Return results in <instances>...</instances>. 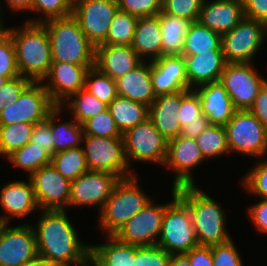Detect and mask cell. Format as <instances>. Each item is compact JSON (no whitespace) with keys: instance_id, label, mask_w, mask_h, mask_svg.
<instances>
[{"instance_id":"obj_1","label":"cell","mask_w":267,"mask_h":266,"mask_svg":"<svg viewBox=\"0 0 267 266\" xmlns=\"http://www.w3.org/2000/svg\"><path fill=\"white\" fill-rule=\"evenodd\" d=\"M40 217L33 227L39 256L58 266H82L90 260L91 245L79 240L65 210H42Z\"/></svg>"},{"instance_id":"obj_2","label":"cell","mask_w":267,"mask_h":266,"mask_svg":"<svg viewBox=\"0 0 267 266\" xmlns=\"http://www.w3.org/2000/svg\"><path fill=\"white\" fill-rule=\"evenodd\" d=\"M24 27L4 29L15 45L16 63L21 76L43 82L52 64L51 41L42 23L25 22Z\"/></svg>"},{"instance_id":"obj_3","label":"cell","mask_w":267,"mask_h":266,"mask_svg":"<svg viewBox=\"0 0 267 266\" xmlns=\"http://www.w3.org/2000/svg\"><path fill=\"white\" fill-rule=\"evenodd\" d=\"M42 19H30L27 22L42 23L46 27L51 41L53 62H67L80 66L95 65V46L85 36L72 15Z\"/></svg>"},{"instance_id":"obj_4","label":"cell","mask_w":267,"mask_h":266,"mask_svg":"<svg viewBox=\"0 0 267 266\" xmlns=\"http://www.w3.org/2000/svg\"><path fill=\"white\" fill-rule=\"evenodd\" d=\"M177 195L188 205L198 245L213 246L231 240L225 227V212L211 196L197 185L176 188Z\"/></svg>"},{"instance_id":"obj_5","label":"cell","mask_w":267,"mask_h":266,"mask_svg":"<svg viewBox=\"0 0 267 266\" xmlns=\"http://www.w3.org/2000/svg\"><path fill=\"white\" fill-rule=\"evenodd\" d=\"M136 175L120 179L101 208L99 223L106 235H114L152 199L138 187Z\"/></svg>"},{"instance_id":"obj_6","label":"cell","mask_w":267,"mask_h":266,"mask_svg":"<svg viewBox=\"0 0 267 266\" xmlns=\"http://www.w3.org/2000/svg\"><path fill=\"white\" fill-rule=\"evenodd\" d=\"M173 199L165 204L162 230L157 245L169 254H185L198 246L188 205L172 187Z\"/></svg>"},{"instance_id":"obj_7","label":"cell","mask_w":267,"mask_h":266,"mask_svg":"<svg viewBox=\"0 0 267 266\" xmlns=\"http://www.w3.org/2000/svg\"><path fill=\"white\" fill-rule=\"evenodd\" d=\"M225 129L230 152L255 157L267 153V129L249 110H235Z\"/></svg>"},{"instance_id":"obj_8","label":"cell","mask_w":267,"mask_h":266,"mask_svg":"<svg viewBox=\"0 0 267 266\" xmlns=\"http://www.w3.org/2000/svg\"><path fill=\"white\" fill-rule=\"evenodd\" d=\"M83 143L89 170L110 172L120 179L135 175L125 157L123 137L84 135Z\"/></svg>"},{"instance_id":"obj_9","label":"cell","mask_w":267,"mask_h":266,"mask_svg":"<svg viewBox=\"0 0 267 266\" xmlns=\"http://www.w3.org/2000/svg\"><path fill=\"white\" fill-rule=\"evenodd\" d=\"M122 137L129 167L131 160L164 165L168 140L156 129L150 118L126 131Z\"/></svg>"},{"instance_id":"obj_10","label":"cell","mask_w":267,"mask_h":266,"mask_svg":"<svg viewBox=\"0 0 267 266\" xmlns=\"http://www.w3.org/2000/svg\"><path fill=\"white\" fill-rule=\"evenodd\" d=\"M267 35V26L244 17L231 31L221 36L226 63H251Z\"/></svg>"},{"instance_id":"obj_11","label":"cell","mask_w":267,"mask_h":266,"mask_svg":"<svg viewBox=\"0 0 267 266\" xmlns=\"http://www.w3.org/2000/svg\"><path fill=\"white\" fill-rule=\"evenodd\" d=\"M43 83L31 82L15 102L0 111V125L21 122L36 124L46 120L56 105L51 101Z\"/></svg>"},{"instance_id":"obj_12","label":"cell","mask_w":267,"mask_h":266,"mask_svg":"<svg viewBox=\"0 0 267 266\" xmlns=\"http://www.w3.org/2000/svg\"><path fill=\"white\" fill-rule=\"evenodd\" d=\"M118 10L117 0H74L72 16L96 47L105 41L111 21Z\"/></svg>"},{"instance_id":"obj_13","label":"cell","mask_w":267,"mask_h":266,"mask_svg":"<svg viewBox=\"0 0 267 266\" xmlns=\"http://www.w3.org/2000/svg\"><path fill=\"white\" fill-rule=\"evenodd\" d=\"M252 63H226L220 82L224 85L236 110H248L259 89L267 81L252 67Z\"/></svg>"},{"instance_id":"obj_14","label":"cell","mask_w":267,"mask_h":266,"mask_svg":"<svg viewBox=\"0 0 267 266\" xmlns=\"http://www.w3.org/2000/svg\"><path fill=\"white\" fill-rule=\"evenodd\" d=\"M150 201L140 212L129 219L113 235L118 240L136 246L157 245L165 212L164 205Z\"/></svg>"},{"instance_id":"obj_15","label":"cell","mask_w":267,"mask_h":266,"mask_svg":"<svg viewBox=\"0 0 267 266\" xmlns=\"http://www.w3.org/2000/svg\"><path fill=\"white\" fill-rule=\"evenodd\" d=\"M37 255L33 225L0 224V266H23Z\"/></svg>"},{"instance_id":"obj_16","label":"cell","mask_w":267,"mask_h":266,"mask_svg":"<svg viewBox=\"0 0 267 266\" xmlns=\"http://www.w3.org/2000/svg\"><path fill=\"white\" fill-rule=\"evenodd\" d=\"M39 209L65 210L68 206L71 181L52 164L41 167L29 176Z\"/></svg>"},{"instance_id":"obj_17","label":"cell","mask_w":267,"mask_h":266,"mask_svg":"<svg viewBox=\"0 0 267 266\" xmlns=\"http://www.w3.org/2000/svg\"><path fill=\"white\" fill-rule=\"evenodd\" d=\"M120 178L110 172L88 170L71 181L69 206H94L100 210Z\"/></svg>"},{"instance_id":"obj_18","label":"cell","mask_w":267,"mask_h":266,"mask_svg":"<svg viewBox=\"0 0 267 266\" xmlns=\"http://www.w3.org/2000/svg\"><path fill=\"white\" fill-rule=\"evenodd\" d=\"M205 161L196 139L178 135L168 141L167 156L164 165L174 169L173 188L183 185H195L192 168Z\"/></svg>"},{"instance_id":"obj_19","label":"cell","mask_w":267,"mask_h":266,"mask_svg":"<svg viewBox=\"0 0 267 266\" xmlns=\"http://www.w3.org/2000/svg\"><path fill=\"white\" fill-rule=\"evenodd\" d=\"M94 66H80L67 62H52L43 86L51 101L61 106L70 96L85 88L87 71Z\"/></svg>"},{"instance_id":"obj_20","label":"cell","mask_w":267,"mask_h":266,"mask_svg":"<svg viewBox=\"0 0 267 266\" xmlns=\"http://www.w3.org/2000/svg\"><path fill=\"white\" fill-rule=\"evenodd\" d=\"M152 89L156 96L188 90L183 55H163L151 61Z\"/></svg>"},{"instance_id":"obj_21","label":"cell","mask_w":267,"mask_h":266,"mask_svg":"<svg viewBox=\"0 0 267 266\" xmlns=\"http://www.w3.org/2000/svg\"><path fill=\"white\" fill-rule=\"evenodd\" d=\"M245 17L242 0L203 1L198 21L221 36Z\"/></svg>"},{"instance_id":"obj_22","label":"cell","mask_w":267,"mask_h":266,"mask_svg":"<svg viewBox=\"0 0 267 266\" xmlns=\"http://www.w3.org/2000/svg\"><path fill=\"white\" fill-rule=\"evenodd\" d=\"M143 60L129 45H98L95 47V65L101 73L116 80L132 71Z\"/></svg>"},{"instance_id":"obj_23","label":"cell","mask_w":267,"mask_h":266,"mask_svg":"<svg viewBox=\"0 0 267 266\" xmlns=\"http://www.w3.org/2000/svg\"><path fill=\"white\" fill-rule=\"evenodd\" d=\"M0 192V205L6 212L5 215L0 216V224H8L13 217L24 218L39 208L30 179L27 183L14 181L5 184Z\"/></svg>"},{"instance_id":"obj_24","label":"cell","mask_w":267,"mask_h":266,"mask_svg":"<svg viewBox=\"0 0 267 266\" xmlns=\"http://www.w3.org/2000/svg\"><path fill=\"white\" fill-rule=\"evenodd\" d=\"M184 60L189 89L220 81L226 65L222 49H212L210 52L202 54L187 55L184 56Z\"/></svg>"},{"instance_id":"obj_25","label":"cell","mask_w":267,"mask_h":266,"mask_svg":"<svg viewBox=\"0 0 267 266\" xmlns=\"http://www.w3.org/2000/svg\"><path fill=\"white\" fill-rule=\"evenodd\" d=\"M194 90L200 97L202 113L207 116L209 124L225 126L236 109L224 85L216 81L197 86Z\"/></svg>"},{"instance_id":"obj_26","label":"cell","mask_w":267,"mask_h":266,"mask_svg":"<svg viewBox=\"0 0 267 266\" xmlns=\"http://www.w3.org/2000/svg\"><path fill=\"white\" fill-rule=\"evenodd\" d=\"M181 106V91L156 96L149 106V118L156 129L169 141L181 131L178 111Z\"/></svg>"},{"instance_id":"obj_27","label":"cell","mask_w":267,"mask_h":266,"mask_svg":"<svg viewBox=\"0 0 267 266\" xmlns=\"http://www.w3.org/2000/svg\"><path fill=\"white\" fill-rule=\"evenodd\" d=\"M117 94L150 106L156 98L152 89L151 61L142 62L132 71L116 79Z\"/></svg>"},{"instance_id":"obj_28","label":"cell","mask_w":267,"mask_h":266,"mask_svg":"<svg viewBox=\"0 0 267 266\" xmlns=\"http://www.w3.org/2000/svg\"><path fill=\"white\" fill-rule=\"evenodd\" d=\"M131 47L142 60L150 57V61H153L162 56V37L158 16L138 18Z\"/></svg>"},{"instance_id":"obj_29","label":"cell","mask_w":267,"mask_h":266,"mask_svg":"<svg viewBox=\"0 0 267 266\" xmlns=\"http://www.w3.org/2000/svg\"><path fill=\"white\" fill-rule=\"evenodd\" d=\"M108 242L91 245L90 260L93 266H135V245L107 235Z\"/></svg>"},{"instance_id":"obj_30","label":"cell","mask_w":267,"mask_h":266,"mask_svg":"<svg viewBox=\"0 0 267 266\" xmlns=\"http://www.w3.org/2000/svg\"><path fill=\"white\" fill-rule=\"evenodd\" d=\"M160 20L163 55H182L185 36L192 22L187 19L175 17L162 10L157 15Z\"/></svg>"},{"instance_id":"obj_31","label":"cell","mask_w":267,"mask_h":266,"mask_svg":"<svg viewBox=\"0 0 267 266\" xmlns=\"http://www.w3.org/2000/svg\"><path fill=\"white\" fill-rule=\"evenodd\" d=\"M108 109L122 135L149 118V106L119 95L108 105Z\"/></svg>"},{"instance_id":"obj_32","label":"cell","mask_w":267,"mask_h":266,"mask_svg":"<svg viewBox=\"0 0 267 266\" xmlns=\"http://www.w3.org/2000/svg\"><path fill=\"white\" fill-rule=\"evenodd\" d=\"M62 111L61 106H56L50 112V127L52 133V141L54 143V154L67 149L81 147L83 142L84 130L82 124L77 121L61 123L56 122V117ZM55 121V122H54Z\"/></svg>"},{"instance_id":"obj_33","label":"cell","mask_w":267,"mask_h":266,"mask_svg":"<svg viewBox=\"0 0 267 266\" xmlns=\"http://www.w3.org/2000/svg\"><path fill=\"white\" fill-rule=\"evenodd\" d=\"M221 48V35L202 25L199 21L192 22L185 36L183 56L197 55Z\"/></svg>"},{"instance_id":"obj_34","label":"cell","mask_w":267,"mask_h":266,"mask_svg":"<svg viewBox=\"0 0 267 266\" xmlns=\"http://www.w3.org/2000/svg\"><path fill=\"white\" fill-rule=\"evenodd\" d=\"M7 158L14 166L22 168L30 176L41 167L51 164L52 155L37 144L29 142Z\"/></svg>"},{"instance_id":"obj_35","label":"cell","mask_w":267,"mask_h":266,"mask_svg":"<svg viewBox=\"0 0 267 266\" xmlns=\"http://www.w3.org/2000/svg\"><path fill=\"white\" fill-rule=\"evenodd\" d=\"M51 164L70 181L77 179L89 170L82 147L55 153L52 155Z\"/></svg>"},{"instance_id":"obj_36","label":"cell","mask_w":267,"mask_h":266,"mask_svg":"<svg viewBox=\"0 0 267 266\" xmlns=\"http://www.w3.org/2000/svg\"><path fill=\"white\" fill-rule=\"evenodd\" d=\"M67 101L69 102L67 103ZM66 104L70 107V111L73 112L74 120L80 124L108 108L105 103L101 102L85 88L70 96L62 103L61 108H64Z\"/></svg>"},{"instance_id":"obj_37","label":"cell","mask_w":267,"mask_h":266,"mask_svg":"<svg viewBox=\"0 0 267 266\" xmlns=\"http://www.w3.org/2000/svg\"><path fill=\"white\" fill-rule=\"evenodd\" d=\"M35 124L15 123L0 125V155L8 157L15 150L28 144Z\"/></svg>"},{"instance_id":"obj_38","label":"cell","mask_w":267,"mask_h":266,"mask_svg":"<svg viewBox=\"0 0 267 266\" xmlns=\"http://www.w3.org/2000/svg\"><path fill=\"white\" fill-rule=\"evenodd\" d=\"M196 142L205 160L230 152L225 126L209 125Z\"/></svg>"},{"instance_id":"obj_39","label":"cell","mask_w":267,"mask_h":266,"mask_svg":"<svg viewBox=\"0 0 267 266\" xmlns=\"http://www.w3.org/2000/svg\"><path fill=\"white\" fill-rule=\"evenodd\" d=\"M138 18L120 10L111 21L105 41L100 45L131 46Z\"/></svg>"},{"instance_id":"obj_40","label":"cell","mask_w":267,"mask_h":266,"mask_svg":"<svg viewBox=\"0 0 267 266\" xmlns=\"http://www.w3.org/2000/svg\"><path fill=\"white\" fill-rule=\"evenodd\" d=\"M85 89L107 106L118 96L116 80L101 73L96 67L87 71Z\"/></svg>"},{"instance_id":"obj_41","label":"cell","mask_w":267,"mask_h":266,"mask_svg":"<svg viewBox=\"0 0 267 266\" xmlns=\"http://www.w3.org/2000/svg\"><path fill=\"white\" fill-rule=\"evenodd\" d=\"M178 117L181 128L188 123L209 122L207 116L202 113L201 100L194 89L181 91V106Z\"/></svg>"},{"instance_id":"obj_42","label":"cell","mask_w":267,"mask_h":266,"mask_svg":"<svg viewBox=\"0 0 267 266\" xmlns=\"http://www.w3.org/2000/svg\"><path fill=\"white\" fill-rule=\"evenodd\" d=\"M82 127L84 135L122 137L108 108L86 120Z\"/></svg>"},{"instance_id":"obj_43","label":"cell","mask_w":267,"mask_h":266,"mask_svg":"<svg viewBox=\"0 0 267 266\" xmlns=\"http://www.w3.org/2000/svg\"><path fill=\"white\" fill-rule=\"evenodd\" d=\"M0 72L8 79L20 75L16 63L15 45L11 35L0 24Z\"/></svg>"},{"instance_id":"obj_44","label":"cell","mask_w":267,"mask_h":266,"mask_svg":"<svg viewBox=\"0 0 267 266\" xmlns=\"http://www.w3.org/2000/svg\"><path fill=\"white\" fill-rule=\"evenodd\" d=\"M204 0H162V11L168 15L198 21Z\"/></svg>"},{"instance_id":"obj_45","label":"cell","mask_w":267,"mask_h":266,"mask_svg":"<svg viewBox=\"0 0 267 266\" xmlns=\"http://www.w3.org/2000/svg\"><path fill=\"white\" fill-rule=\"evenodd\" d=\"M242 181L248 193L258 195L260 199H267V158L258 161Z\"/></svg>"},{"instance_id":"obj_46","label":"cell","mask_w":267,"mask_h":266,"mask_svg":"<svg viewBox=\"0 0 267 266\" xmlns=\"http://www.w3.org/2000/svg\"><path fill=\"white\" fill-rule=\"evenodd\" d=\"M171 256L158 245H135V266H169Z\"/></svg>"},{"instance_id":"obj_47","label":"cell","mask_w":267,"mask_h":266,"mask_svg":"<svg viewBox=\"0 0 267 266\" xmlns=\"http://www.w3.org/2000/svg\"><path fill=\"white\" fill-rule=\"evenodd\" d=\"M119 10L137 18L157 16L162 0H117Z\"/></svg>"},{"instance_id":"obj_48","label":"cell","mask_w":267,"mask_h":266,"mask_svg":"<svg viewBox=\"0 0 267 266\" xmlns=\"http://www.w3.org/2000/svg\"><path fill=\"white\" fill-rule=\"evenodd\" d=\"M74 0H33L32 11L45 14V20L72 15Z\"/></svg>"},{"instance_id":"obj_49","label":"cell","mask_w":267,"mask_h":266,"mask_svg":"<svg viewBox=\"0 0 267 266\" xmlns=\"http://www.w3.org/2000/svg\"><path fill=\"white\" fill-rule=\"evenodd\" d=\"M214 266H243L240 253L237 251L233 240L211 246Z\"/></svg>"},{"instance_id":"obj_50","label":"cell","mask_w":267,"mask_h":266,"mask_svg":"<svg viewBox=\"0 0 267 266\" xmlns=\"http://www.w3.org/2000/svg\"><path fill=\"white\" fill-rule=\"evenodd\" d=\"M31 81L21 75L8 79L0 88V111L15 102Z\"/></svg>"},{"instance_id":"obj_51","label":"cell","mask_w":267,"mask_h":266,"mask_svg":"<svg viewBox=\"0 0 267 266\" xmlns=\"http://www.w3.org/2000/svg\"><path fill=\"white\" fill-rule=\"evenodd\" d=\"M30 142L37 144V146L44 148L51 155H54V143L52 141L50 127V113L48 114L46 120L34 125Z\"/></svg>"},{"instance_id":"obj_52","label":"cell","mask_w":267,"mask_h":266,"mask_svg":"<svg viewBox=\"0 0 267 266\" xmlns=\"http://www.w3.org/2000/svg\"><path fill=\"white\" fill-rule=\"evenodd\" d=\"M245 17L267 26V0H242Z\"/></svg>"},{"instance_id":"obj_53","label":"cell","mask_w":267,"mask_h":266,"mask_svg":"<svg viewBox=\"0 0 267 266\" xmlns=\"http://www.w3.org/2000/svg\"><path fill=\"white\" fill-rule=\"evenodd\" d=\"M248 110L267 129V81L259 89L253 105Z\"/></svg>"},{"instance_id":"obj_54","label":"cell","mask_w":267,"mask_h":266,"mask_svg":"<svg viewBox=\"0 0 267 266\" xmlns=\"http://www.w3.org/2000/svg\"><path fill=\"white\" fill-rule=\"evenodd\" d=\"M185 255L189 259L190 266H214L211 246L198 245Z\"/></svg>"},{"instance_id":"obj_55","label":"cell","mask_w":267,"mask_h":266,"mask_svg":"<svg viewBox=\"0 0 267 266\" xmlns=\"http://www.w3.org/2000/svg\"><path fill=\"white\" fill-rule=\"evenodd\" d=\"M248 211L256 229L267 234V199L253 204Z\"/></svg>"},{"instance_id":"obj_56","label":"cell","mask_w":267,"mask_h":266,"mask_svg":"<svg viewBox=\"0 0 267 266\" xmlns=\"http://www.w3.org/2000/svg\"><path fill=\"white\" fill-rule=\"evenodd\" d=\"M209 122L188 123L181 128L180 136L196 139L208 126Z\"/></svg>"},{"instance_id":"obj_57","label":"cell","mask_w":267,"mask_h":266,"mask_svg":"<svg viewBox=\"0 0 267 266\" xmlns=\"http://www.w3.org/2000/svg\"><path fill=\"white\" fill-rule=\"evenodd\" d=\"M6 2L8 3L7 5L9 6V8H11V10L13 11H32L33 0H6Z\"/></svg>"},{"instance_id":"obj_58","label":"cell","mask_w":267,"mask_h":266,"mask_svg":"<svg viewBox=\"0 0 267 266\" xmlns=\"http://www.w3.org/2000/svg\"><path fill=\"white\" fill-rule=\"evenodd\" d=\"M169 266H190V263L185 254H172Z\"/></svg>"},{"instance_id":"obj_59","label":"cell","mask_w":267,"mask_h":266,"mask_svg":"<svg viewBox=\"0 0 267 266\" xmlns=\"http://www.w3.org/2000/svg\"><path fill=\"white\" fill-rule=\"evenodd\" d=\"M23 266H58V265L51 263L47 258L37 255L33 259L26 262Z\"/></svg>"},{"instance_id":"obj_60","label":"cell","mask_w":267,"mask_h":266,"mask_svg":"<svg viewBox=\"0 0 267 266\" xmlns=\"http://www.w3.org/2000/svg\"><path fill=\"white\" fill-rule=\"evenodd\" d=\"M8 80L7 77L2 76V72H0V88L3 86V84Z\"/></svg>"},{"instance_id":"obj_61","label":"cell","mask_w":267,"mask_h":266,"mask_svg":"<svg viewBox=\"0 0 267 266\" xmlns=\"http://www.w3.org/2000/svg\"><path fill=\"white\" fill-rule=\"evenodd\" d=\"M82 266H93V263L91 260L87 261L84 265Z\"/></svg>"},{"instance_id":"obj_62","label":"cell","mask_w":267,"mask_h":266,"mask_svg":"<svg viewBox=\"0 0 267 266\" xmlns=\"http://www.w3.org/2000/svg\"><path fill=\"white\" fill-rule=\"evenodd\" d=\"M1 16H2V14H1V7H0V24L3 23L2 20H1Z\"/></svg>"}]
</instances>
